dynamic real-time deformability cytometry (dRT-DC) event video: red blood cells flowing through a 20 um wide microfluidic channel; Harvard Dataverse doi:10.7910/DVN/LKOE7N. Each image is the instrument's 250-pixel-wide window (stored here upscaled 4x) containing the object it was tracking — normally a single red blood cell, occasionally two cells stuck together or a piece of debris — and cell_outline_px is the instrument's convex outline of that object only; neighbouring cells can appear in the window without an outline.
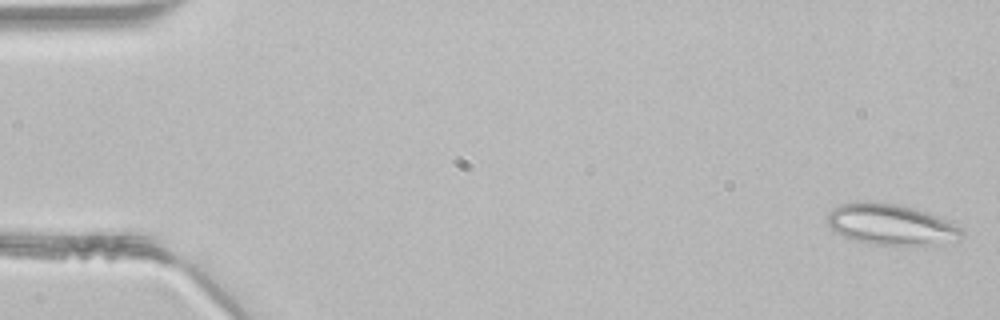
{"species": "common noctule bat (a hibernating species)", "species_latin": "Nyctalus noctula", "temperature_condition": "room temperature", "stored_images_in_passage": 47, "camera_frame_rate_fps": 3000, "um_per_image_px": 0.085, "animal": {"sex": "male", "body_mass_g": 21.5, "forearm_length_mm": 52.0}, "frame": {"image": 1, "passage_image": 1, "time_ms": 0.0, "image_size_px": [1000, 320], "cell_outline_px": [[964, 236], [936, 244], [908, 248], [904, 248], [868, 244], [852, 240], [836, 232], [828, 224], [828, 212], [832, 208], [840, 204], [864, 200], [872, 200], [896, 204], [928, 212], [960, 228], [964, 232]], "centroid_in_image_um": [75.68, 19.11], "position_along_channel_um": 9.3, "area_um2": 32.71}}
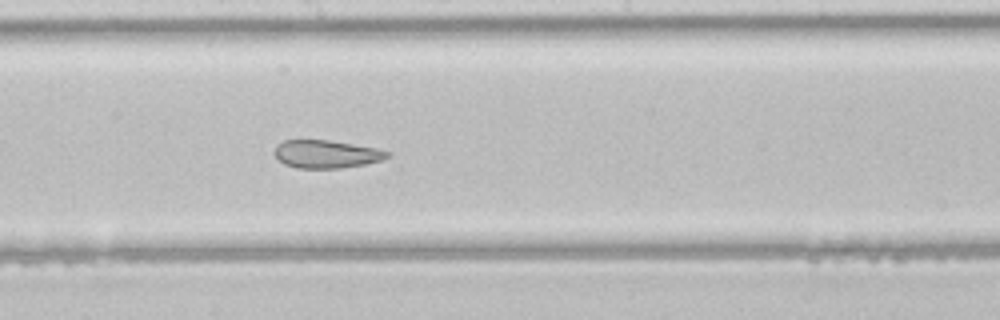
{"frame": {"image": 2, "passage_image": 25, "time_ms": 8.0, "image_size_px": [1000, 320], "cell_outline_px": [[392, 152], [388, 156], [380, 160], [364, 164], [340, 168], [296, 168], [284, 164], [272, 152], [276, 144], [284, 140], [328, 140], [376, 148]], "centroid_in_image_um": [27.69, 13.09], "position_along_channel_um": 220.5, "area_um2": 18.32}}
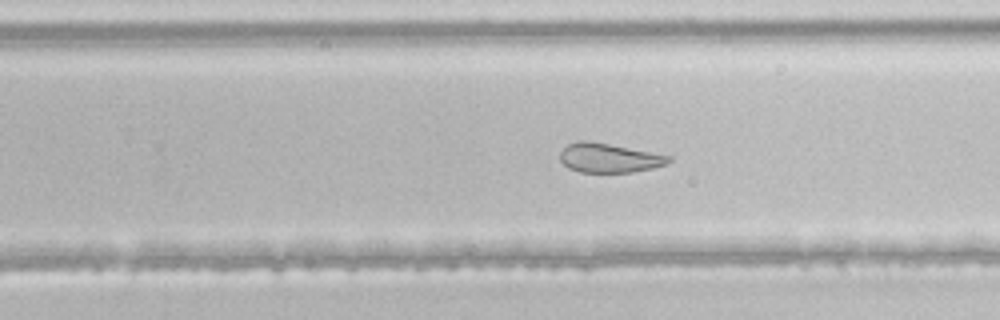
{"frame": {"image": 3, "passage_image": 29, "time_ms": 9.333, "image_size_px": [1000, 320], "cell_outline_px": [[672, 160], [668, 164], [652, 168], [632, 172], [580, 172], [568, 168], [560, 160], [560, 152], [568, 144], [576, 140], [588, 140], [672, 156]], "centroid_in_image_um": [51.77, 13.42], "position_along_channel_um": 278.0, "area_um2": 18.55}}